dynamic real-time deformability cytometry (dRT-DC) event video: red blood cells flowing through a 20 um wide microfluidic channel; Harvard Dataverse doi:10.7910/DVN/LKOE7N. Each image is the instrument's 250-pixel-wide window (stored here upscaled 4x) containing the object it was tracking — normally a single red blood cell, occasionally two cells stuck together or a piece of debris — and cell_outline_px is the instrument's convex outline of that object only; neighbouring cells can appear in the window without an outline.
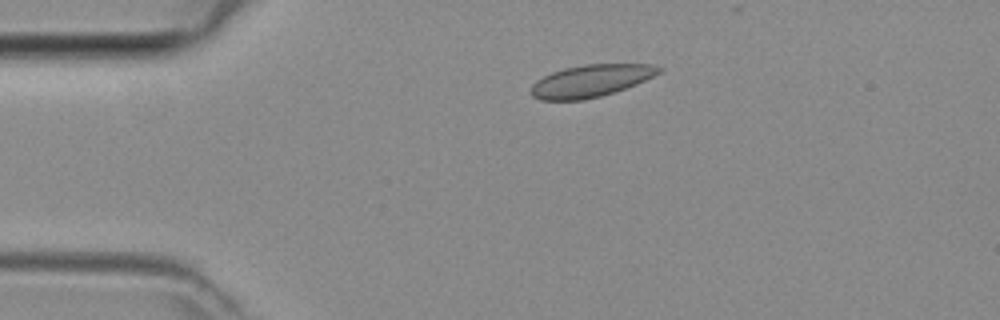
{"species": "common noctule bat (a hibernating species)", "species_latin": "Nyctalus noctula", "temperature_condition": "room temperature", "stored_images_in_passage": 39, "camera_frame_rate_fps": 3000, "um_per_image_px": 0.085, "animal": {"sex": "female", "body_mass_g": 29.2, "forearm_length_mm": 56.3}, "frame": {"image": 1, "passage_image": 2, "time_ms": 0.333, "image_size_px": [1000, 320], "cell_outline_px": [[664, 72], [636, 84], [600, 96], [584, 100], [540, 100], [532, 96], [532, 84], [536, 80], [552, 72], [564, 68], [584, 64], [652, 64], [664, 68]], "centroid_in_image_um": [50.26, 6.86], "position_along_channel_um": 34.7, "area_um2": 24.04}}
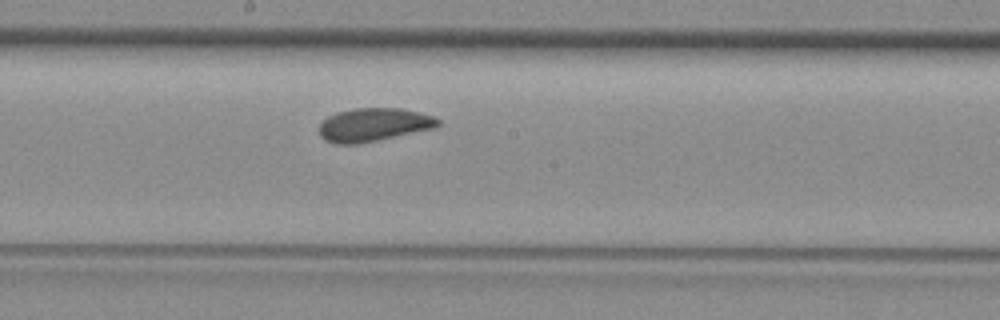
{"frame": {"image": 2, "passage_image": 17, "time_ms": 5.333, "image_size_px": [1000, 320], "cell_outline_px": [[440, 124], [436, 128], [356, 144], [336, 144], [320, 136], [320, 124], [328, 116], [340, 112], [356, 108], [400, 108], [420, 112], [432, 116], [440, 120]], "centroid_in_image_um": [31.79, 10.6], "position_along_channel_um": 216.4, "area_um2": 22.77}}
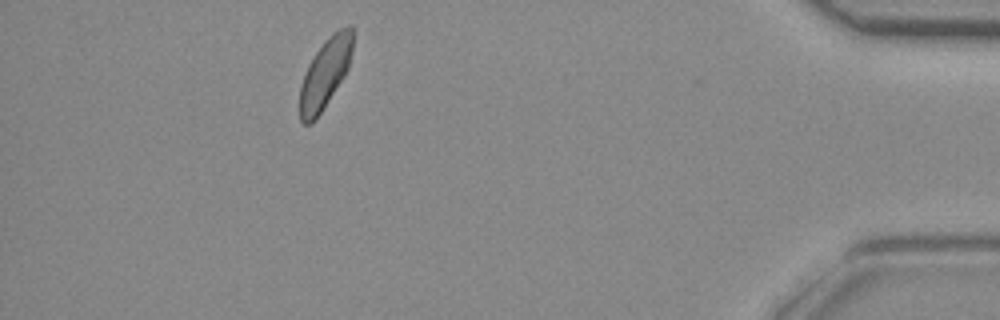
{"frame": {"image": 3, "passage_image": 34, "time_ms": 11.0, "image_size_px": [1000, 320], "cell_outline_px": [[352, 52], [348, 68], [344, 76], [316, 120], [312, 124], [304, 124], [300, 120], [300, 84], [308, 64], [324, 40], [332, 32], [348, 24], [352, 24]], "centroid_in_image_um": [27.63, 6.23], "position_along_channel_um": 407.6, "area_um2": 21.56}}